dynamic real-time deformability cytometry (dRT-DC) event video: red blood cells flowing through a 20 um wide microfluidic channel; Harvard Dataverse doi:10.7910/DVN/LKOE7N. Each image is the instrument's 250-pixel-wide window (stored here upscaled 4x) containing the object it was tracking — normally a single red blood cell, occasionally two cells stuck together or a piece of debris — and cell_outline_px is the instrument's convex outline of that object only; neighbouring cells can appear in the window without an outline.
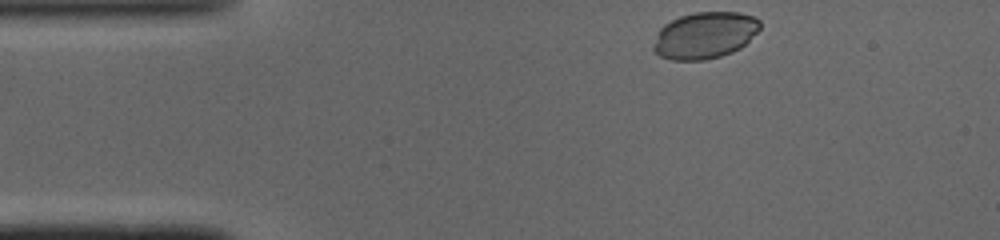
{"species": "common noctule bat (a hibernating species)", "species_latin": "Nyctalus noctula", "temperature_condition": "cold", "stored_images_in_passage": 42, "camera_frame_rate_fps": 3000, "um_per_image_px": 0.085, "animal": {"sex": "male", "body_mass_g": 19.0, "forearm_length_mm": 50.8}, "frame": {"image": 1, "passage_image": 1, "time_ms": 0.0, "image_size_px": [1000, 240], "cell_outline_px": [[760, 28], [740, 48], [732, 52], [720, 56], [704, 60], [672, 60], [660, 56], [652, 48], [660, 28], [664, 24], [680, 16], [696, 12], [740, 12], [752, 16], [760, 20]], "centroid_in_image_um": [59.9, 3.0], "position_along_channel_um": 25.1, "area_um2": 28.73}}
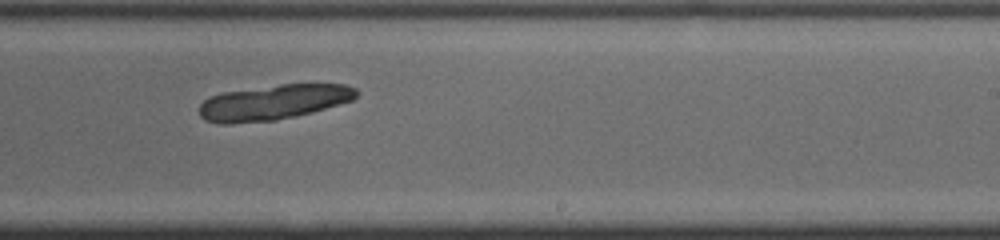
{"frame": {"image": 2, "passage_image": 23, "time_ms": 7.333, "image_size_px": [1000, 240], "cell_outline_px": [[360, 92], [352, 100], [312, 112], [296, 116], [276, 120], [232, 124], [216, 124], [204, 120], [200, 116], [200, 104], [204, 100], [212, 96], [224, 92], [280, 84], [348, 84], [356, 88]], "centroid_in_image_um": [23.25, 8.7], "position_along_channel_um": 265.8, "area_um2": 32.31}}
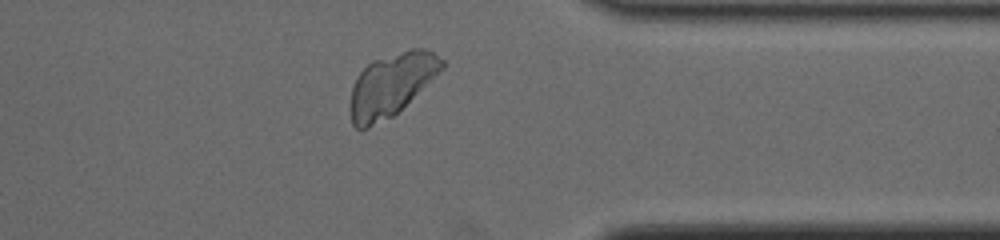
{"frame": {"image": 3, "passage_image": 32, "time_ms": 10.333, "image_size_px": [1000, 240], "cell_outline_px": [[444, 68], [392, 116], [368, 128], [356, 128], [352, 124], [352, 88], [356, 76], [372, 60], [412, 48], [424, 48], [432, 52], [444, 60]], "centroid_in_image_um": [33.27, 7.17], "position_along_channel_um": 378.1, "area_um2": 32.71}}